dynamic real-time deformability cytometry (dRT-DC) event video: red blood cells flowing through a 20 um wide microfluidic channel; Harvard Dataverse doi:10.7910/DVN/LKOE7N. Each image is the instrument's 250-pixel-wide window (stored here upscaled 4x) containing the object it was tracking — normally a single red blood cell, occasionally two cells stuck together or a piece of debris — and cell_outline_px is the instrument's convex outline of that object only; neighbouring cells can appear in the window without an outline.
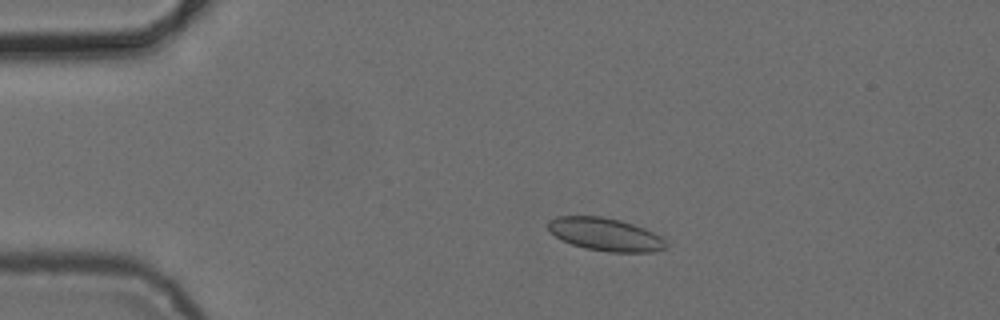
{"species": "common noctule bat (a hibernating species)", "species_latin": "Nyctalus noctula", "temperature_condition": "cold", "stored_images_in_passage": 4, "camera_frame_rate_fps": 3000, "um_per_image_px": 0.085, "animal": {"sex": "female", "body_mass_g": 24.6, "forearm_length_mm": 56.2}, "frame": {"image": 1, "passage_image": 2, "time_ms": 1.0, "image_size_px": [1000, 320], "cell_outline_px": [[668, 248], [652, 252], [608, 252], [584, 248], [572, 244], [556, 236], [548, 228], [548, 220], [556, 216], [600, 216], [620, 220], [644, 228], [660, 236], [668, 244]], "centroid_in_image_um": [51.47, 19.92], "position_along_channel_um": 33.5, "area_um2": 22.54}}
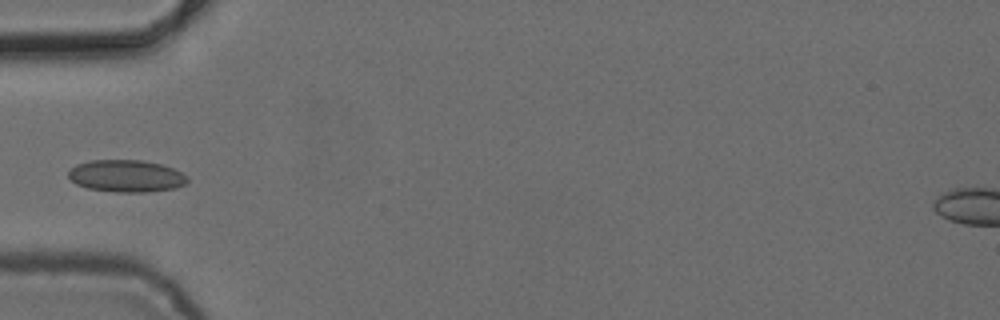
{"frame": {"image": 2, "passage_image": 4, "time_ms": 3.333, "image_size_px": [1000, 320], "cell_outline_px": [[188, 184], [176, 188], [148, 192], [116, 192], [88, 188], [76, 184], [68, 176], [68, 172], [76, 164], [92, 160], [144, 160], [160, 164], [172, 168], [188, 176]], "centroid_in_image_um": [10.76, 14.96], "position_along_channel_um": 74.2, "area_um2": 22.37}}